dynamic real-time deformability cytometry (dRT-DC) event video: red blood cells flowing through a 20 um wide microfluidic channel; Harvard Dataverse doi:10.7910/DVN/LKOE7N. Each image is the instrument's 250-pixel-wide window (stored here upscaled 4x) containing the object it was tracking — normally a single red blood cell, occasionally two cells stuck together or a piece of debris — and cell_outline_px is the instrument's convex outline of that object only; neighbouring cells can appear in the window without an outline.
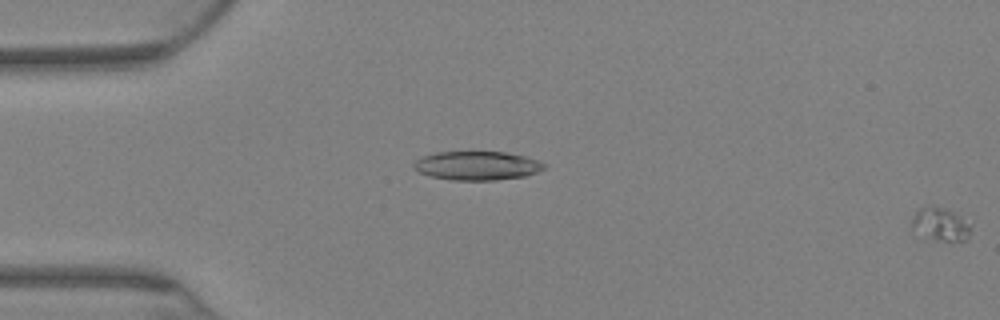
{"species": "Egyptian fruit bat (a non-hibernating species)", "species_latin": "Rousettus aegyptiacus", "temperature_condition": "warm", "stored_images_in_passage": 20, "camera_frame_rate_fps": 3000, "um_per_image_px": 0.085, "animal": {"sex": "female"}, "frame": {"image": 1, "passage_image": 20, "time_ms": 6.333, "image_size_px": [1000, 320], "cell_outline_px": [[968, 240], [932, 240], [912, 228], [912, 216], [920, 208], [932, 204], [948, 208], [960, 216], [968, 224]], "centroid_in_image_um": [79.89, 19.02], "position_along_channel_um": 5.1, "area_um2": 11.21}}